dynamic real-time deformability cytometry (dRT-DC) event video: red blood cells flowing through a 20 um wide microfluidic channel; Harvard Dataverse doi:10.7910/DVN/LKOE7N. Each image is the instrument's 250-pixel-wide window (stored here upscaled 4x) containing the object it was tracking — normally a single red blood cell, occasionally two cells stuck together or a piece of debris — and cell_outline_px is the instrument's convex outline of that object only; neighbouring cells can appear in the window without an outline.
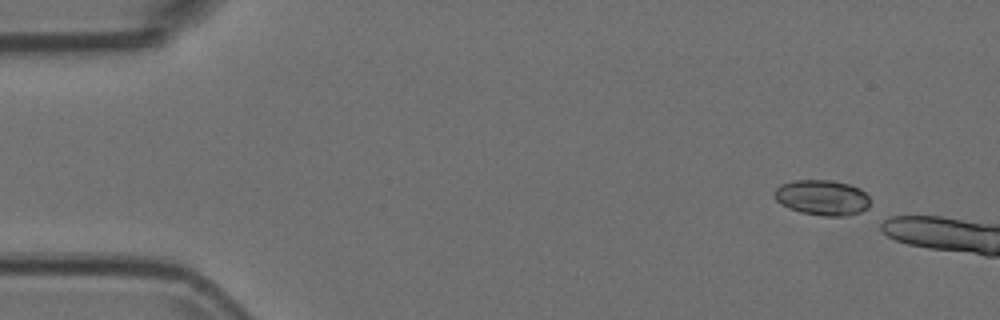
{"species": "Egyptian fruit bat (a non-hibernating species)", "species_latin": "Rousettus aegyptiacus", "temperature_condition": "room temperature", "stored_images_in_passage": 7, "camera_frame_rate_fps": 3000, "um_per_image_px": 0.085, "animal": {"sex": "female"}, "frame": {"image": 1, "passage_image": 1, "time_ms": 0.0, "image_size_px": [1000, 320], "cell_outline_px": [[868, 208], [860, 212], [848, 216], [824, 216], [800, 212], [788, 208], [780, 204], [772, 196], [772, 192], [780, 184], [792, 180], [832, 180], [848, 184], [860, 188], [868, 196]], "centroid_in_image_um": [69.83, 16.79], "position_along_channel_um": 15.2, "area_um2": 20.0}}